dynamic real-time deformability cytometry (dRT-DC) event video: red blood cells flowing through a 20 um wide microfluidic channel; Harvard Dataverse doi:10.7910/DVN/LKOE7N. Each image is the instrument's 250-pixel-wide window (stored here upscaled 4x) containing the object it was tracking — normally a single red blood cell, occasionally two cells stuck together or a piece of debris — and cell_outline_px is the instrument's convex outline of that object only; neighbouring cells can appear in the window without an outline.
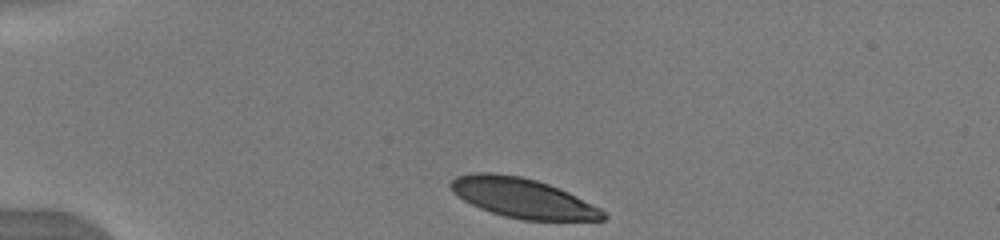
{"species": "human", "species_latin": "Homo sapiens", "temperature_condition": "warm", "stored_images_in_passage": 40, "camera_frame_rate_fps": 3000, "um_per_image_px": 0.085, "donor": {"sex": "male"}, "frame": {"image": 1, "passage_image": 1, "time_ms": 0.0, "image_size_px": [1000, 240], "cell_outline_px": [[608, 216], [604, 220], [524, 220], [504, 216], [480, 208], [464, 200], [452, 192], [448, 184], [456, 176], [472, 172], [492, 172], [520, 176], [536, 180], [560, 188], [600, 208]], "centroid_in_image_um": [44.41, 16.82], "position_along_channel_um": 40.6, "area_um2": 35.2}}
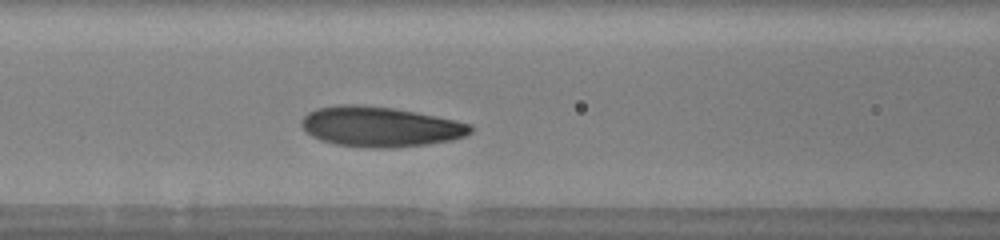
{"frame": {"image": 2, "passage_image": 12, "time_ms": 3.667, "image_size_px": [1000, 240], "cell_outline_px": [[472, 132], [464, 136], [452, 140], [428, 144], [392, 148], [364, 148], [336, 144], [320, 140], [312, 136], [300, 124], [300, 120], [308, 112], [316, 108], [340, 104], [356, 104], [392, 108], [416, 112], [456, 120], [472, 124]], "centroid_in_image_um": [32.31, 10.77], "position_along_channel_um": 134.3, "area_um2": 39.71}}
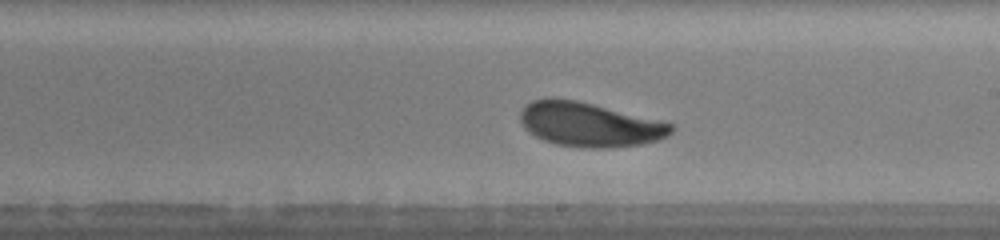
{"frame": {"image": 3, "passage_image": 20, "time_ms": 6.333, "image_size_px": [1000, 240], "cell_outline_px": [[676, 128], [668, 136], [656, 140], [640, 144], [608, 148], [580, 148], [556, 144], [544, 140], [528, 132], [524, 128], [520, 120], [520, 112], [532, 100], [548, 96], [576, 100], [672, 124]], "centroid_in_image_um": [50.05, 10.58], "position_along_channel_um": 239.0, "area_um2": 38.73}, "authors_computed_cell_mechanics": {"area_um2": 38.5237, "velocity_mm_per_s": 3.9304, "shape_relaxation_time_tau1_ms": 2.0007, "shape_relaxation_time_tau2_ms": null, "deformation_change_tau1": 0.1287, "deformation_change_tau2": null}}